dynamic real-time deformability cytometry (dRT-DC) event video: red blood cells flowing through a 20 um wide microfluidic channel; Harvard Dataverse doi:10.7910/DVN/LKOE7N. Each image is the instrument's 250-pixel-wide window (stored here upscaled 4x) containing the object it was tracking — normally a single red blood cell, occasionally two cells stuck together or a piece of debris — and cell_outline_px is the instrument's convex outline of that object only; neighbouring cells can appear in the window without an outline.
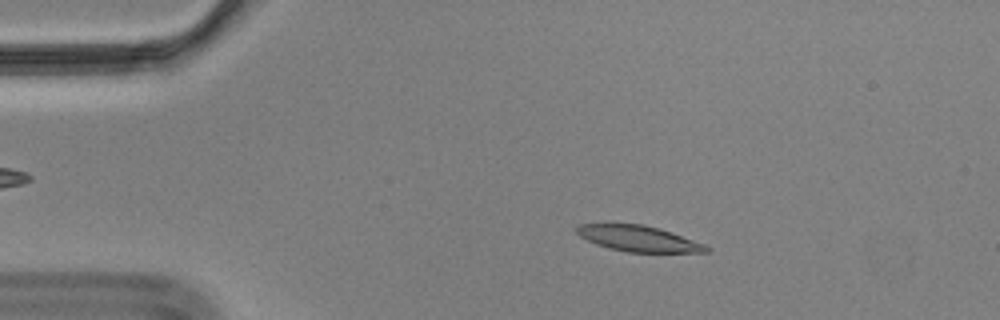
{"species": "Egyptian fruit bat (a non-hibernating species)", "species_latin": "Rousettus aegyptiacus", "temperature_condition": "cold", "stored_images_in_passage": 50, "camera_frame_rate_fps": 3000, "um_per_image_px": 0.085, "animal": {"sex": "male"}, "frame": {"image": 1, "passage_image": 10, "time_ms": 3.0, "image_size_px": [1000, 320], "cell_outline_px": [[712, 248], [708, 252], [628, 252], [608, 248], [596, 244], [580, 236], [576, 232], [576, 228], [580, 224], [608, 220], [644, 224], [660, 228], [672, 232], [704, 244]], "centroid_in_image_um": [54.19, 20.22], "position_along_channel_um": 30.8, "area_um2": 20.35}}
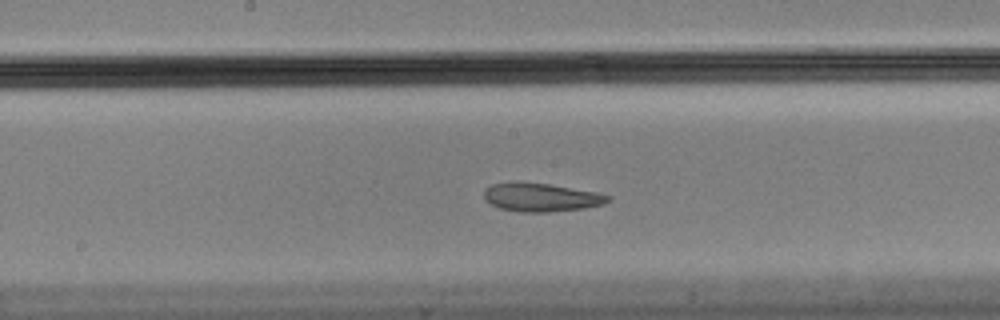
{"frame": {"image": 2, "passage_image": 29, "time_ms": 9.333, "image_size_px": [1000, 320], "cell_outline_px": [[612, 200], [604, 204], [584, 208], [548, 212], [520, 212], [500, 208], [488, 204], [484, 200], [484, 188], [492, 184], [548, 184], [596, 192], [612, 196]], "centroid_in_image_um": [46.02, 16.81], "position_along_channel_um": 202.2, "area_um2": 20.17}}
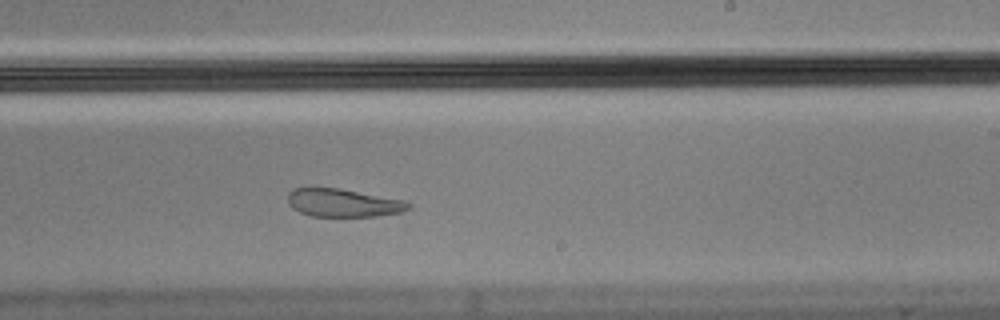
{"frame": {"image": 3, "passage_image": 34, "time_ms": 11.0, "image_size_px": [1000, 320], "cell_outline_px": [[412, 208], [400, 212], [376, 216], [312, 216], [300, 212], [292, 208], [288, 204], [288, 192], [292, 188], [340, 188], [404, 200], [412, 204]], "centroid_in_image_um": [29.17, 17.24], "position_along_channel_um": 259.8, "area_um2": 19.77}, "authors_computed_cell_mechanics": {"area_um2": 20.8658, "velocity_mm_per_s": 3.4829, "shape_relaxation_time_tau1_ms": null, "shape_relaxation_time_tau2_ms": 2.7394, "deformation_change_tau1": null, "deformation_change_tau2": 0.0808}}